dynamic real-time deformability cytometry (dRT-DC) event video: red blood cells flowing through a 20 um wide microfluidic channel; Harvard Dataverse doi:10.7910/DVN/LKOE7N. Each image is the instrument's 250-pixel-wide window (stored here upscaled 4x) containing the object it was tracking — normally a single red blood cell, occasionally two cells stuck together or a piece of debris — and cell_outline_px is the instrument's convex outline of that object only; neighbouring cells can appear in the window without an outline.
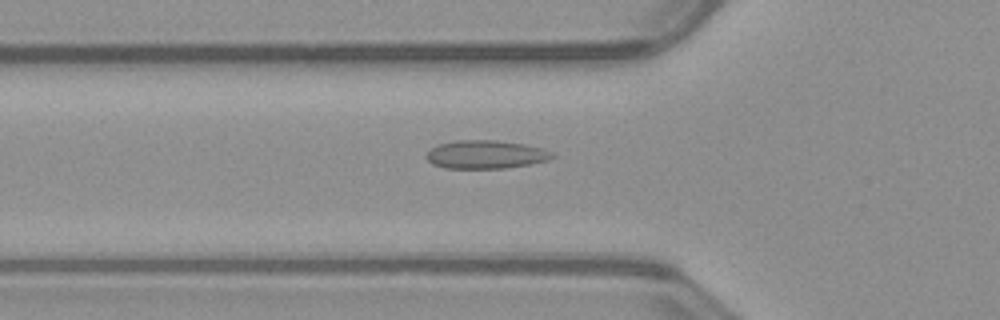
{"species": "common noctule bat (a hibernating species)", "species_latin": "Nyctalus noctula", "temperature_condition": "warm", "stored_images_in_passage": 52, "segment_of_instrument_passage": [1, 2], "camera_frame_rate_fps": 3000, "um_per_image_px": 0.085, "animal": {"sex": "male", "body_mass_g": 23.1, "forearm_length_mm": 52.7}, "frame": {"image": 1, "passage_image": 18, "time_ms": 5.667, "image_size_px": [1000, 320], "cell_outline_px": [[556, 156], [548, 160], [528, 164], [504, 168], [444, 168], [432, 164], [424, 156], [432, 148], [440, 144], [456, 140], [496, 140], [524, 144], [544, 148], [552, 152]], "centroid_in_image_um": [41.29, 13.13], "position_along_channel_um": 84.5, "area_um2": 20.75}}
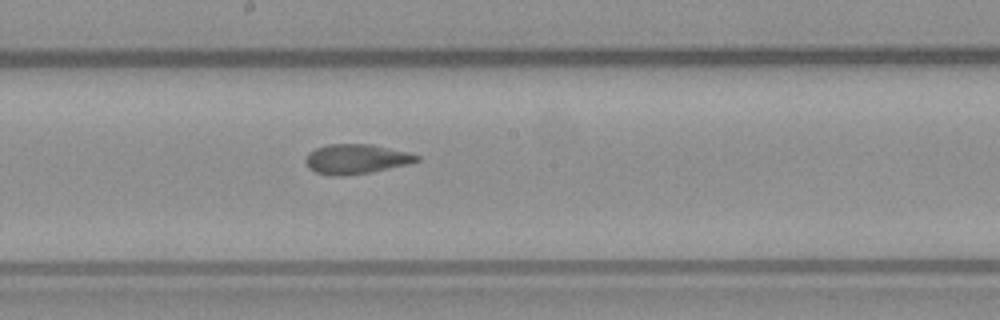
{"frame": {"image": 2, "passage_image": 28, "time_ms": 9.0, "image_size_px": [1000, 320], "cell_outline_px": [[420, 160], [408, 164], [372, 172], [344, 176], [332, 176], [316, 172], [308, 168], [304, 160], [308, 152], [316, 148], [328, 144], [372, 144], [408, 152], [420, 156]], "centroid_in_image_um": [30.25, 13.52], "position_along_channel_um": 217.9, "area_um2": 19.42}}
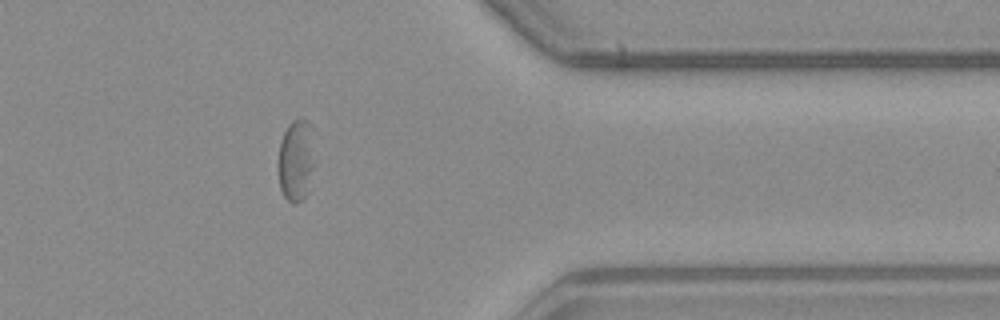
{"frame": {"image": 3, "passage_image": 42, "time_ms": 13.667, "image_size_px": [1000, 320], "cell_outline_px": [[312, 168], [308, 192], [296, 204], [292, 204], [284, 196], [280, 188], [280, 140], [288, 124], [292, 120], [308, 120], [312, 124]], "centroid_in_image_um": [25.17, 13.61], "position_along_channel_um": 386.2, "area_um2": 16.82}}